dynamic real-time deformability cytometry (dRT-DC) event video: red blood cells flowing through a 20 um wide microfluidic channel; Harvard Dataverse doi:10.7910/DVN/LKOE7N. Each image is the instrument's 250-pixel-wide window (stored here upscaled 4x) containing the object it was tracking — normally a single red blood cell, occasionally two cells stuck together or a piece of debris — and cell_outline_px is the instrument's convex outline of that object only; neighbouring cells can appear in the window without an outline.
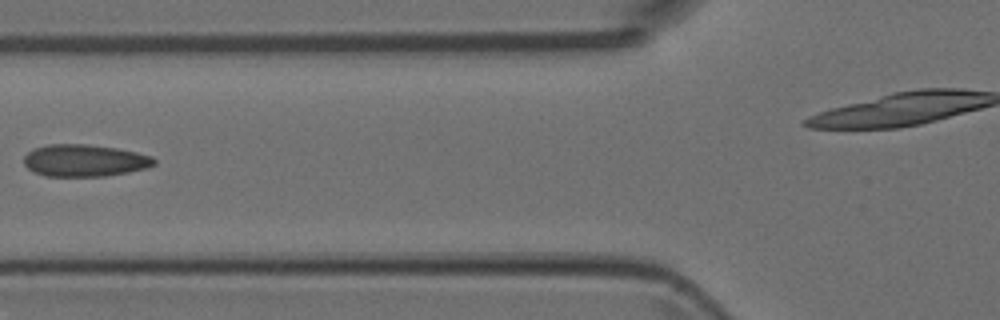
{"species": "Egyptian fruit bat (a non-hibernating species)", "species_latin": "Rousettus aegyptiacus", "temperature_condition": "room temperature", "stored_images_in_passage": 5, "camera_frame_rate_fps": 3000, "um_per_image_px": 0.085, "animal": {"sex": "female"}, "frame": {"image": 1, "passage_image": 4, "time_ms": 1.0, "image_size_px": [1000, 320], "cell_outline_px": [[156, 164], [148, 168], [128, 172], [104, 176], [44, 176], [28, 168], [24, 164], [24, 156], [32, 148], [48, 144], [88, 144], [116, 148], [136, 152], [152, 156], [156, 160]], "centroid_in_image_um": [7.19, 13.64], "position_along_channel_um": 118.6, "area_um2": 24.45}}
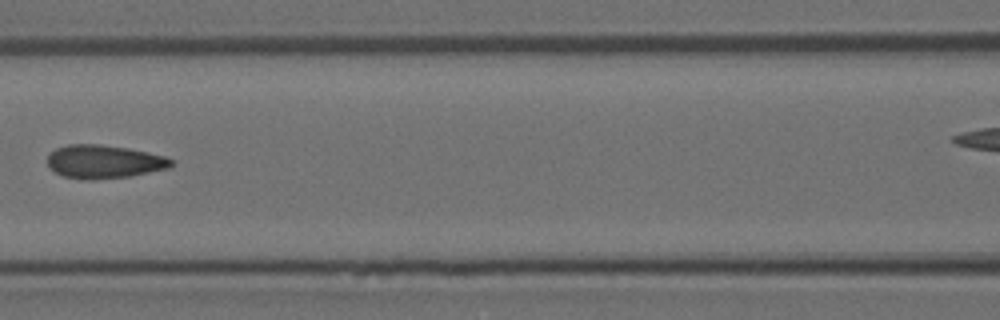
{"frame": {"image": 2, "passage_image": 5, "time_ms": 1.333, "image_size_px": [1000, 320], "cell_outline_px": [[176, 160], [168, 168], [128, 176], [92, 180], [84, 180], [64, 176], [56, 172], [48, 164], [48, 156], [56, 148], [68, 144], [100, 144], [128, 148], [148, 152], [164, 156]], "centroid_in_image_um": [8.85, 13.73], "position_along_channel_um": 157.7, "area_um2": 23.93}}